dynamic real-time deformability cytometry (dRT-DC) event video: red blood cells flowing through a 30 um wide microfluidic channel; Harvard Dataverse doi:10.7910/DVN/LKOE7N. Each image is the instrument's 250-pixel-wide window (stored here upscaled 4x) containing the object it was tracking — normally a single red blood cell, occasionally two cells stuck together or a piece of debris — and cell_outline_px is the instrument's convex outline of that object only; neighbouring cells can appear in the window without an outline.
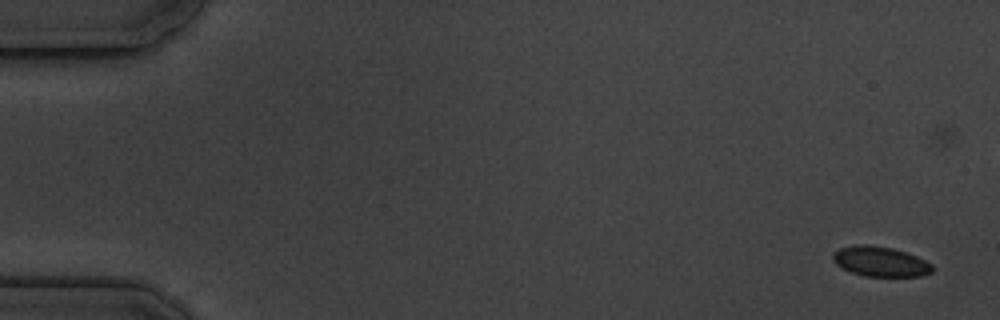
{"species": "common noctule bat (a hibernating species)", "species_latin": "Nyctalus noctula", "temperature_condition": "cold", "stored_images_in_passage": 8, "camera_frame_rate_fps": 3000, "um_per_image_px": 0.085, "animal": {"sex": "male", "body_mass_g": 19.5, "forearm_length_mm": 54.6}, "frame": {"image": 1, "passage_image": 2, "time_ms": 1.333, "image_size_px": [1000, 320], "cell_outline_px": [[932, 272], [920, 276], [864, 276], [852, 272], [836, 264], [832, 260], [832, 252], [840, 248], [856, 244], [864, 244], [892, 248], [916, 256], [932, 264]], "centroid_in_image_um": [74.79, 22.22], "position_along_channel_um": 10.2, "area_um2": 17.22}}